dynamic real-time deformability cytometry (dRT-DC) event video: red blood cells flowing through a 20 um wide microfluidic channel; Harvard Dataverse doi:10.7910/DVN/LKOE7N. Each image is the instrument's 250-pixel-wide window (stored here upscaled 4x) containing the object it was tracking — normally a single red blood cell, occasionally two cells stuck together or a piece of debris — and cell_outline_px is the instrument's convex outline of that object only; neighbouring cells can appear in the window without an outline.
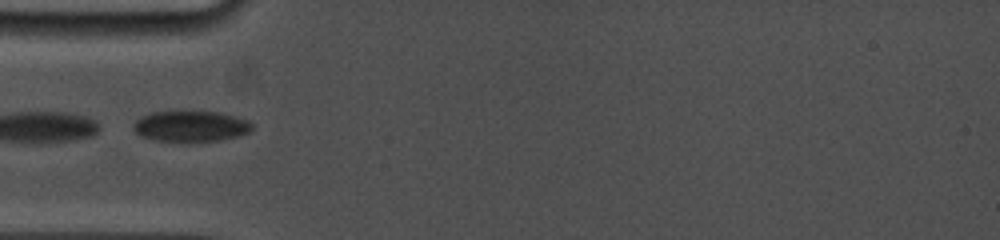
{"species": "common noctule bat (a hibernating species)", "species_latin": "Nyctalus noctula", "temperature_condition": "cold", "stored_images_in_passage": 4, "camera_frame_rate_fps": 5000, "um_per_image_px": 0.085, "animal": {"sex": "female", "body_mass_g": 19.0, "forearm_length_mm": 53.3}, "frame": {"image": 1, "passage_image": 1, "time_ms": 0.0, "image_size_px": [1000, 240], "cell_outline_px": [[252, 128], [248, 132], [236, 136], [220, 140], [184, 144], [156, 140], [140, 136], [132, 128], [132, 124], [136, 120], [152, 112], [220, 112], [236, 116], [248, 120], [252, 124]], "centroid_in_image_um": [16.19, 10.77], "position_along_channel_um": 68.8, "area_um2": 21.68}}